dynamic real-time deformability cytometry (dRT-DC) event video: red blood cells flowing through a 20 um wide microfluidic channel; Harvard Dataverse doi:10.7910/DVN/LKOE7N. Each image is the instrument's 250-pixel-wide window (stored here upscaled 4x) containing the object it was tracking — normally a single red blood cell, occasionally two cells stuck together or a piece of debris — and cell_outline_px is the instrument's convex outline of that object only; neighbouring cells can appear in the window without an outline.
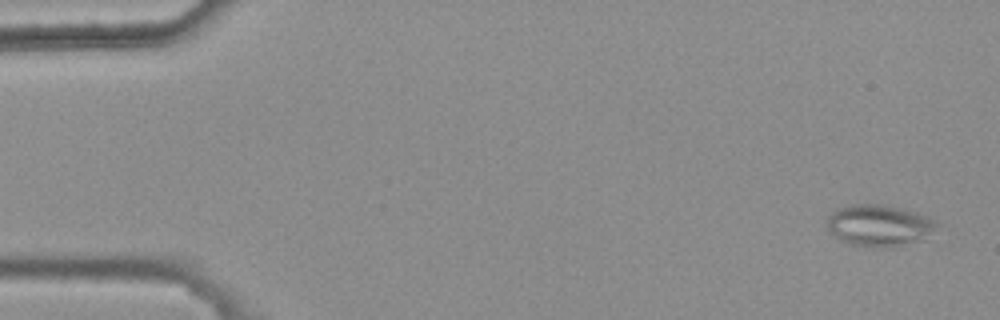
{"species": "common noctule bat (a hibernating species)", "species_latin": "Nyctalus noctula", "temperature_condition": "warm", "stored_images_in_passage": 5, "camera_frame_rate_fps": 3000, "um_per_image_px": 0.085, "animal": {"sex": "female", "body_mass_g": 25.1}, "frame": {"image": 1, "passage_image": 1, "time_ms": 0.0, "image_size_px": [1000, 320], "cell_outline_px": [[936, 224], [928, 240], [896, 248], [872, 248], [852, 244], [840, 240], [828, 228], [824, 220], [832, 212], [840, 208], [852, 204], [884, 204], [904, 208], [928, 216]], "centroid_in_image_um": [74.76, 19.19], "position_along_channel_um": 10.2, "area_um2": 27.22}}